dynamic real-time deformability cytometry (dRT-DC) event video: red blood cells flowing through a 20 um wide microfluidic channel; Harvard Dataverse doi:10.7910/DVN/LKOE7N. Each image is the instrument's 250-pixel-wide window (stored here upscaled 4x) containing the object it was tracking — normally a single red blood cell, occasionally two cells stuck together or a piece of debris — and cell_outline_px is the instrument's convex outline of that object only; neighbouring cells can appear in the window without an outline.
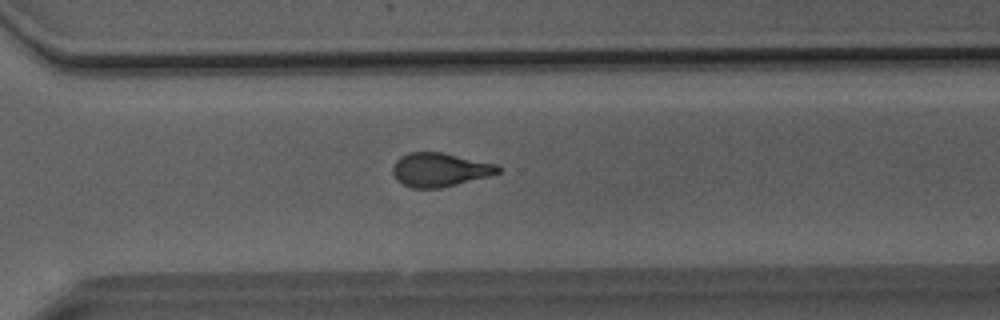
{"species": "Egyptian fruit bat (a non-hibernating species)", "species_latin": "Rousettus aegyptiacus", "temperature_condition": "room temperature", "stored_images_in_passage": 33, "camera_frame_rate_fps": 3000, "um_per_image_px": 0.085, "animal": {"sex": "male"}, "frame": {"image": 1, "passage_image": 28, "time_ms": 9.0, "image_size_px": [1000, 320], "cell_outline_px": [[500, 172], [488, 176], [440, 188], [412, 188], [396, 180], [392, 172], [392, 164], [400, 156], [408, 152], [444, 152], [500, 164]], "centroid_in_image_um": [37.38, 14.4], "position_along_channel_um": 333.2, "area_um2": 20.98}}